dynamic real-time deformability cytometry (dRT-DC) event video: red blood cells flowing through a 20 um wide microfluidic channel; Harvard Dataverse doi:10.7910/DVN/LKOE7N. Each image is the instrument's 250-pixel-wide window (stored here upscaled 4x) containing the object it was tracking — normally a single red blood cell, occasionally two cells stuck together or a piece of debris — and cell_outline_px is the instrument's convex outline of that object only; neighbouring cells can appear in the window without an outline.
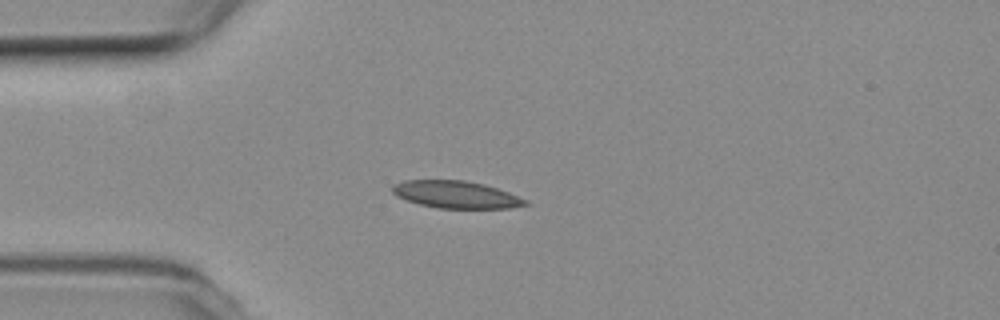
{"species": "common noctule bat (a hibernating species)", "species_latin": "Nyctalus noctula", "temperature_condition": "room temperature", "stored_images_in_passage": 51, "camera_frame_rate_fps": 3000, "um_per_image_px": 0.085, "animal": {"sex": "female", "body_mass_g": 19.3, "forearm_length_mm": 54.1}, "frame": {"image": 1, "passage_image": 12, "time_ms": 3.667, "image_size_px": [1000, 320], "cell_outline_px": [[528, 204], [508, 208], [436, 208], [420, 204], [396, 196], [392, 192], [392, 184], [404, 180], [464, 180], [484, 184], [508, 192], [528, 200]], "centroid_in_image_um": [38.73, 16.53], "position_along_channel_um": 46.3, "area_um2": 21.04}}
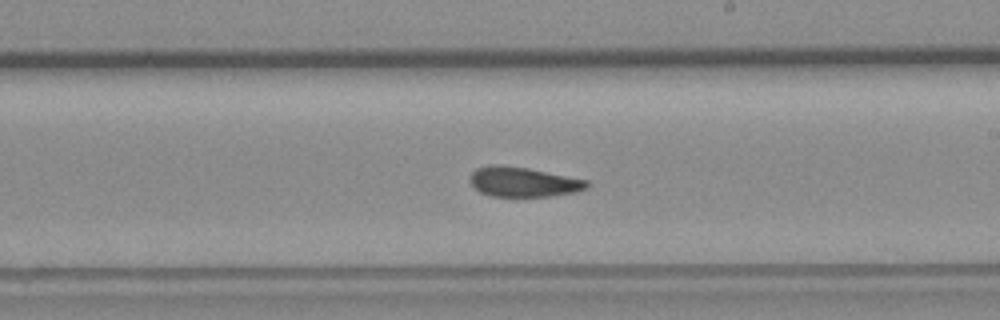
{"frame": {"image": 2, "passage_image": 29, "time_ms": 9.333, "image_size_px": [1000, 320], "cell_outline_px": [[588, 188], [576, 192], [552, 196], [492, 196], [480, 192], [472, 184], [472, 172], [476, 168], [492, 164], [496, 164], [528, 168], [588, 180]], "centroid_in_image_um": [44.51, 15.46], "position_along_channel_um": 244.5, "area_um2": 20.11}}
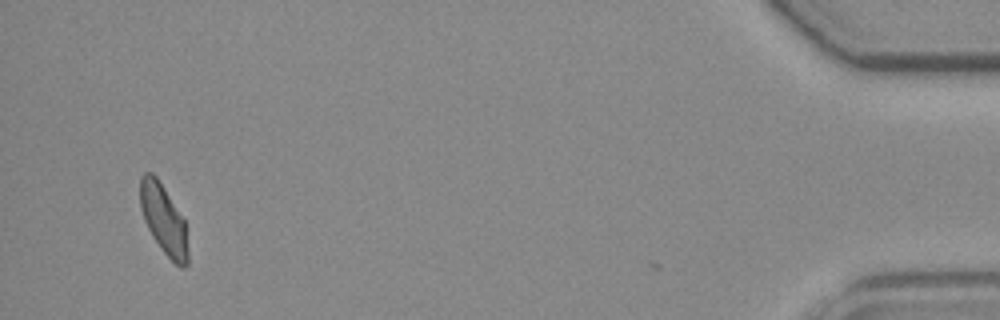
{"frame": {"image": 3, "passage_image": 50, "time_ms": 16.333, "image_size_px": [1000, 320], "cell_outline_px": [[188, 264], [184, 268], [180, 268], [160, 248], [152, 236], [144, 220], [140, 208], [140, 176], [144, 172], [152, 172], [156, 176], [184, 220], [188, 252]], "centroid_in_image_um": [13.89, 18.66], "position_along_channel_um": 421.3, "area_um2": 19.19}, "authors_computed_cell_mechanics": {"area_um2": 20.6346, "velocity_mm_per_s": 3.7583, "shape_relaxation_time_tau1_ms": null, "shape_relaxation_time_tau2_ms": 2.95, "deformation_change_tau1": null, "deformation_change_tau2": 0.0834}}